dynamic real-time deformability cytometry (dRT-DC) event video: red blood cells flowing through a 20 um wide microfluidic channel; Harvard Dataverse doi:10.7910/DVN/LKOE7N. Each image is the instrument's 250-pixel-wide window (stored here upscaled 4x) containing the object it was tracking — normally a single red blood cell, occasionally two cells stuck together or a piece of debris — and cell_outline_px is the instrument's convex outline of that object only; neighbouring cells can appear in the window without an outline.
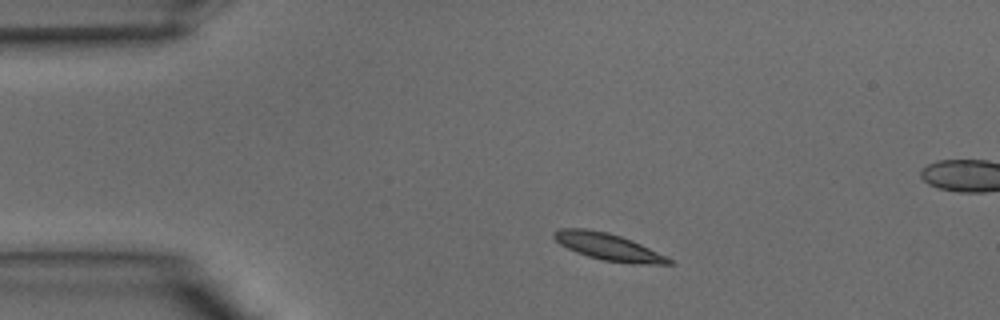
{"species": "common noctule bat (a hibernating species)", "species_latin": "Nyctalus noctula", "temperature_condition": "warm", "stored_images_in_passage": 34, "segment_of_instrument_passage": [1, 2], "camera_frame_rate_fps": 3000, "um_per_image_px": 0.085, "animal": {"sex": "male", "body_mass_g": 15.6}, "frame": {"image": 1, "passage_image": 1, "time_ms": 0.0, "image_size_px": [1000, 320], "cell_outline_px": [[672, 264], [632, 264], [604, 260], [588, 256], [576, 252], [560, 244], [552, 236], [552, 232], [556, 228], [584, 228], [608, 232], [632, 240], [668, 256], [672, 260]], "centroid_in_image_um": [51.7, 20.97], "position_along_channel_um": 33.3, "area_um2": 18.15}}
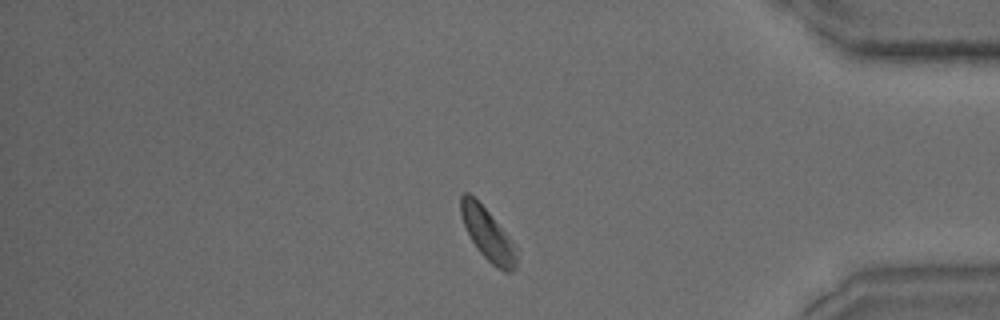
{"frame": {"image": 2, "passage_image": 27, "time_ms": 8.667, "image_size_px": [1000, 320], "cell_outline_px": [[516, 268], [512, 272], [504, 272], [492, 264], [476, 248], [464, 224], [460, 212], [460, 196], [464, 192], [468, 192], [488, 212], [512, 240], [516, 248]], "centroid_in_image_um": [41.46, 19.93], "position_along_channel_um": 393.7, "area_um2": 16.53}}